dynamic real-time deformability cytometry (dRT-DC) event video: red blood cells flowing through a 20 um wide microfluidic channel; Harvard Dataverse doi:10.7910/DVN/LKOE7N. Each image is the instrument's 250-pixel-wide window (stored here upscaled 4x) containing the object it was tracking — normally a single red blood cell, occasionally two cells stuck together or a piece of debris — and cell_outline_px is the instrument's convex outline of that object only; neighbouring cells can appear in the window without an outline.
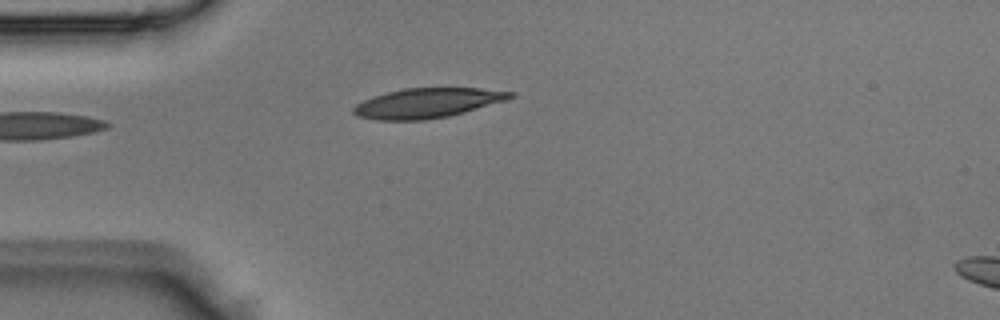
{"species": "Egyptian fruit bat (a non-hibernating species)", "species_latin": "Rousettus aegyptiacus", "temperature_condition": "room temperature", "stored_images_in_passage": 4, "camera_frame_rate_fps": 3000, "um_per_image_px": 0.085, "animal": {"sex": "male"}, "frame": {"image": 1, "passage_image": 4, "time_ms": 1.0, "image_size_px": [1000, 320], "cell_outline_px": [[516, 96], [508, 100], [464, 112], [448, 116], [424, 120], [376, 120], [356, 116], [352, 112], [352, 108], [356, 104], [372, 96], [404, 88], [480, 88], [516, 92]], "centroid_in_image_um": [36.34, 8.75], "position_along_channel_um": 48.7, "area_um2": 27.34}}